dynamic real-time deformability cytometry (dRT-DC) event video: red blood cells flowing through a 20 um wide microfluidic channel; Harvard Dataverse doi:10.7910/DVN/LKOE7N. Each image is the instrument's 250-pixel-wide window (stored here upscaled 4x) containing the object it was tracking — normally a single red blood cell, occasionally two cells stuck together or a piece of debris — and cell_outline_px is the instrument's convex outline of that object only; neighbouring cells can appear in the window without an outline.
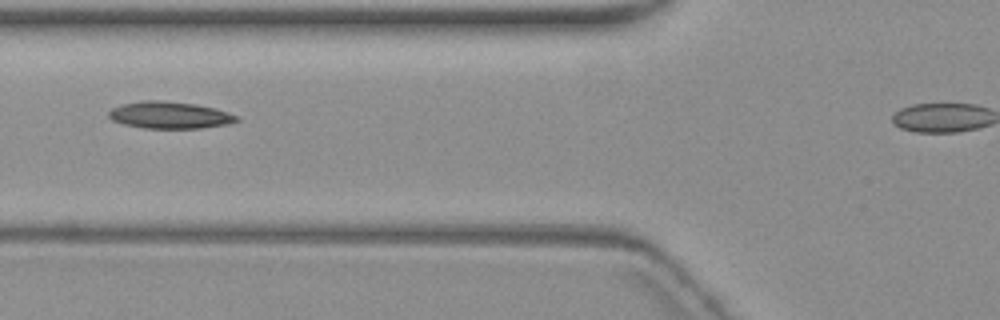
{"species": "common noctule bat (a hibernating species)", "species_latin": "Nyctalus noctula", "temperature_condition": "warm", "stored_images_in_passage": 7, "segment_of_instrument_passage": [1, 2], "camera_frame_rate_fps": 3000, "um_per_image_px": 0.085, "animal": {"sex": "female", "body_mass_g": 19.3, "forearm_length_mm": 54.1}, "frame": {"image": 1, "passage_image": 5, "time_ms": 5.0, "image_size_px": [1000, 320], "cell_outline_px": [[240, 120], [228, 124], [200, 128], [144, 128], [124, 124], [112, 120], [108, 116], [108, 112], [112, 108], [120, 104], [140, 100], [160, 100], [196, 104], [228, 112], [240, 116]], "centroid_in_image_um": [14.41, 9.78], "position_along_channel_um": 111.4, "area_um2": 20.17}}
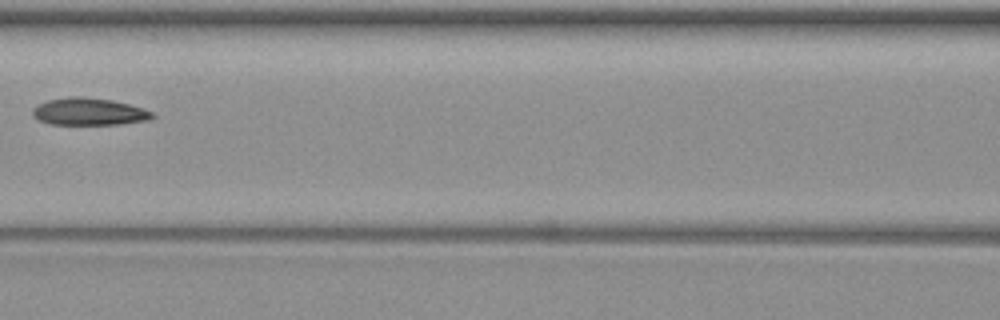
{"frame": {"image": 2, "passage_image": 6, "time_ms": 6.333, "image_size_px": [1000, 320], "cell_outline_px": [[156, 116], [148, 120], [120, 124], [48, 124], [36, 120], [32, 116], [32, 108], [36, 104], [48, 100], [68, 96], [84, 96], [112, 100], [144, 108], [152, 112]], "centroid_in_image_um": [7.51, 9.48], "position_along_channel_um": 159.1, "area_um2": 19.31}}